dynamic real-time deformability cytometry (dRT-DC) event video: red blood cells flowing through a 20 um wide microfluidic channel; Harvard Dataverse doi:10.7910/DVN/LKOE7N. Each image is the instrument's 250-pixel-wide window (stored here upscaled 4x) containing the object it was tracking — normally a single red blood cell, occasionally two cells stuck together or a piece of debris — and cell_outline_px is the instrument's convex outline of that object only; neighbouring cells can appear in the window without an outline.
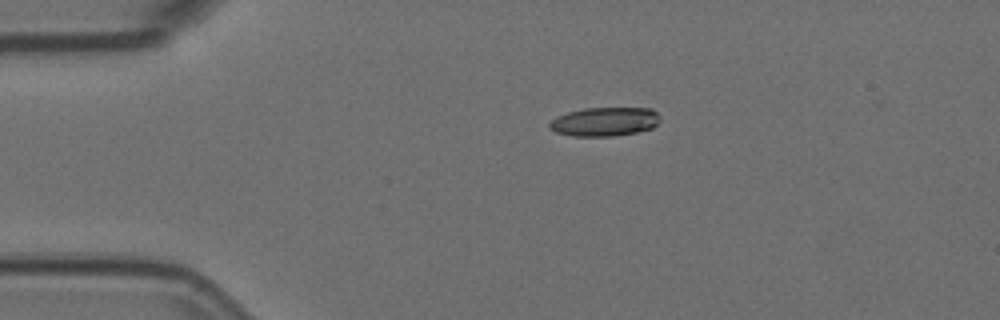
{"species": "Egyptian fruit bat (a non-hibernating species)", "species_latin": "Rousettus aegyptiacus", "temperature_condition": "room temperature", "stored_images_in_passage": 2, "camera_frame_rate_fps": 3000, "um_per_image_px": 0.085, "animal": {"sex": "female"}, "frame": {"image": 1, "passage_image": 1, "time_ms": 0.0, "image_size_px": [1000, 320], "cell_outline_px": [[660, 120], [652, 128], [636, 132], [612, 136], [572, 136], [556, 132], [548, 128], [548, 124], [556, 116], [568, 112], [584, 108], [652, 108], [656, 112]], "centroid_in_image_um": [51.36, 10.34], "position_along_channel_um": 33.6, "area_um2": 18.61}}